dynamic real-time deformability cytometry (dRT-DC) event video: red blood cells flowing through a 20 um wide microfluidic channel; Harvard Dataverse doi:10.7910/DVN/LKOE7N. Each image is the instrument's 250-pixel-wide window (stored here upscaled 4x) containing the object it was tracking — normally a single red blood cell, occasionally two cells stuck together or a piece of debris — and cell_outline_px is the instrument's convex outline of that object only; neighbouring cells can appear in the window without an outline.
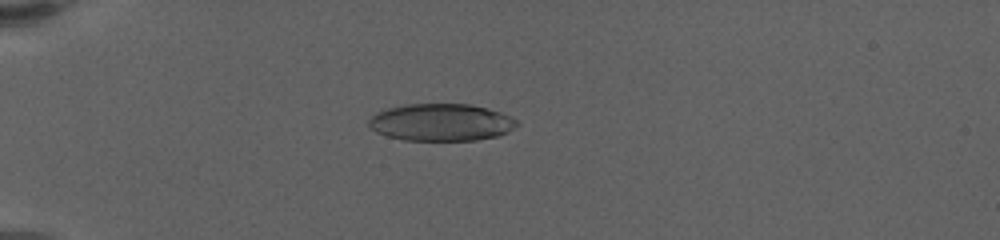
{"species": "human", "species_latin": "Homo sapiens", "temperature_condition": "warm", "stored_images_in_passage": 53, "camera_frame_rate_fps": 3000, "um_per_image_px": 0.085, "donor": {"sex": "female"}, "frame": {"image": 1, "passage_image": 11, "time_ms": 3.333, "image_size_px": [1000, 240], "cell_outline_px": [[520, 124], [508, 132], [500, 136], [476, 140], [404, 140], [388, 136], [376, 132], [368, 124], [368, 120], [376, 112], [388, 108], [408, 104], [472, 104], [500, 112], [512, 116]], "centroid_in_image_um": [37.53, 10.4], "position_along_channel_um": 47.5, "area_um2": 32.25}}
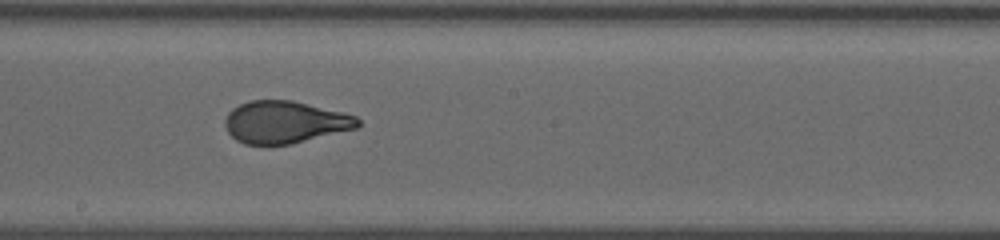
{"frame": {"image": 2, "passage_image": 29, "time_ms": 9.333, "image_size_px": [1000, 240], "cell_outline_px": [[360, 124], [356, 128], [292, 144], [244, 144], [236, 140], [228, 132], [224, 124], [224, 120], [228, 112], [232, 108], [240, 104], [252, 100], [292, 100], [344, 112], [356, 116], [360, 120]], "centroid_in_image_um": [24.21, 10.37], "position_along_channel_um": 224.0, "area_um2": 32.71}}
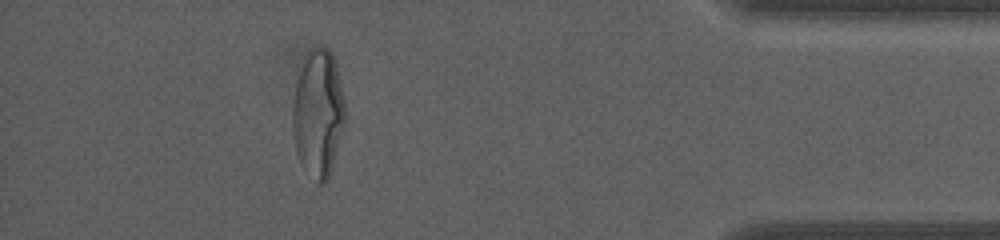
{"frame": {"image": 3, "passage_image": 48, "time_ms": 15.667, "image_size_px": [1000, 240], "cell_outline_px": [[344, 124], [328, 180], [324, 184], [316, 184], [300, 164], [296, 152], [292, 128], [292, 108], [296, 84], [300, 72], [312, 48], [328, 48], [332, 56], [344, 100]], "centroid_in_image_um": [27.01, 9.76], "position_along_channel_um": 408.2, "area_um2": 38.15}, "authors_computed_cell_mechanics": {"area_um2": 33.524, "velocity_mm_per_s": 3.5103, "shape_relaxation_time_tau1_ms": 7.2574, "shape_relaxation_time_tau2_ms": null, "deformation_change_tau1": 0.2586, "deformation_change_tau2": null}}